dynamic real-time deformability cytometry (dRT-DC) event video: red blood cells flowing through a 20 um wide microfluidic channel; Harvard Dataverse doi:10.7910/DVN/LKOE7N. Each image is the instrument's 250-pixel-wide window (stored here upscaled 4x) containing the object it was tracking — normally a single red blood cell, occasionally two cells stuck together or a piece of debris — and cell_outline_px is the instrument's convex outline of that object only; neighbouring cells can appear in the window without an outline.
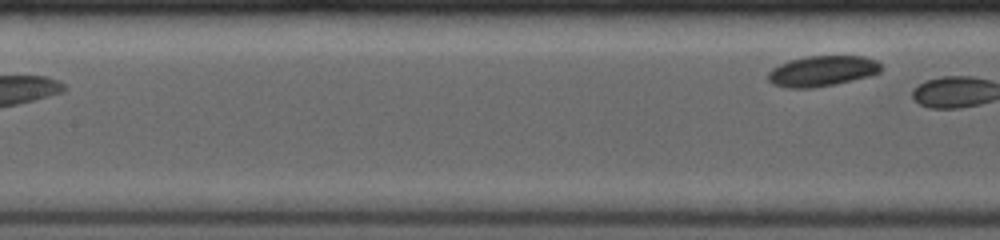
{"species": "common noctule bat (a hibernating species)", "species_latin": "Nyctalus noctula", "temperature_condition": "room temperature", "stored_images_in_passage": 5, "camera_frame_rate_fps": 4000, "um_per_image_px": 0.085, "animal": {"sex": "female", "body_mass_g": 19.0, "forearm_length_mm": 53.3}, "frame": {"image": 1, "passage_image": 5, "time_ms": 4.75, "image_size_px": [1000, 240], "cell_outline_px": [[884, 68], [880, 72], [872, 76], [836, 84], [812, 88], [788, 88], [772, 84], [768, 80], [768, 72], [772, 68], [788, 60], [808, 56], [864, 56], [876, 60]], "centroid_in_image_um": [69.91, 6.04], "position_along_channel_um": 137.5, "area_um2": 20.4}}